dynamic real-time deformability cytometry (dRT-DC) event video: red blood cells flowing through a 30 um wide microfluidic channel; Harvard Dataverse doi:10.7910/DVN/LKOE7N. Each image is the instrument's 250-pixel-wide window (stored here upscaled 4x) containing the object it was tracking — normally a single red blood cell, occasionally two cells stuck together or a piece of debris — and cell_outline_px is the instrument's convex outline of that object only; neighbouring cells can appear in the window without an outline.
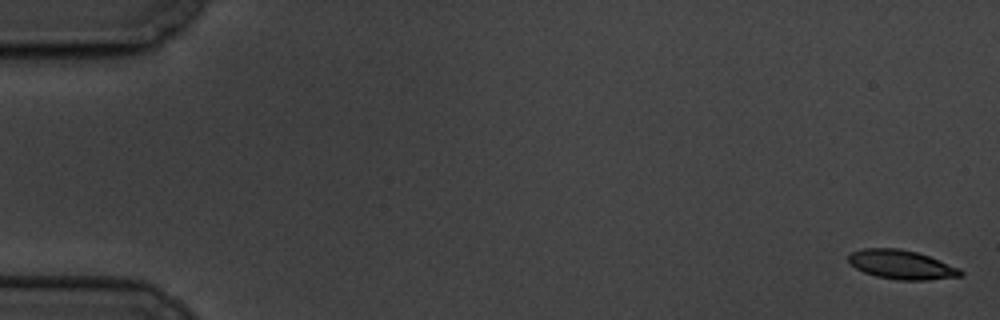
{"species": "common noctule bat (a hibernating species)", "species_latin": "Nyctalus noctula", "temperature_condition": "cold", "stored_images_in_passage": 6, "camera_frame_rate_fps": 3000, "um_per_image_px": 0.085, "animal": {"sex": "male", "body_mass_g": 19.5, "forearm_length_mm": 54.6}, "frame": {"image": 1, "passage_image": 1, "time_ms": 0.0, "image_size_px": [1000, 320], "cell_outline_px": [[964, 276], [928, 280], [900, 280], [876, 276], [864, 272], [856, 268], [848, 260], [848, 256], [852, 252], [864, 248], [900, 248], [916, 252], [928, 256], [960, 268], [964, 272]], "centroid_in_image_um": [76.66, 22.5], "position_along_channel_um": 8.3, "area_um2": 18.96}}
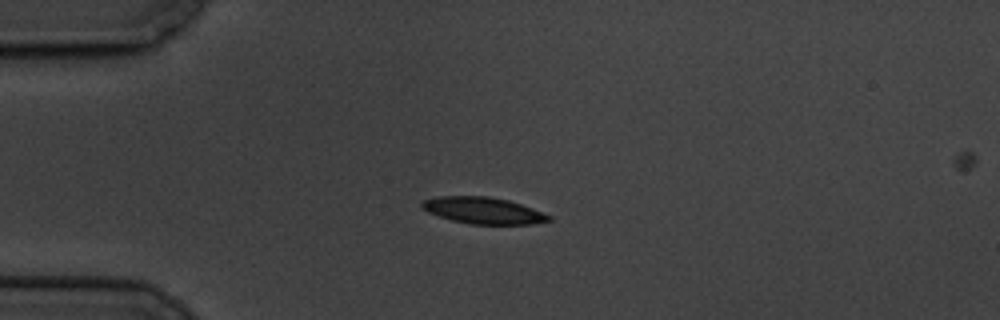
{"frame": {"image": 2, "passage_image": 5, "time_ms": 4.667, "image_size_px": [1000, 320], "cell_outline_px": [[552, 220], [532, 224], [472, 224], [452, 220], [428, 212], [420, 208], [420, 204], [424, 200], [436, 196], [488, 196], [508, 200], [532, 208], [552, 216]], "centroid_in_image_um": [41.06, 17.89], "position_along_channel_um": 43.9, "area_um2": 19.59}}